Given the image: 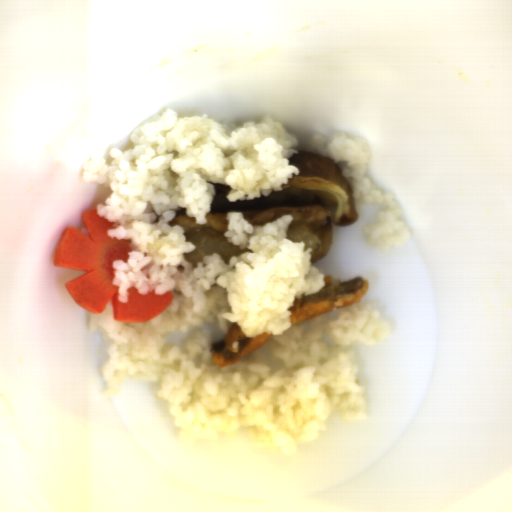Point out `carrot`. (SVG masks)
<instances>
[{
	"label": "carrot",
	"instance_id": "1",
	"mask_svg": "<svg viewBox=\"0 0 512 512\" xmlns=\"http://www.w3.org/2000/svg\"><path fill=\"white\" fill-rule=\"evenodd\" d=\"M97 209L81 215L89 231L87 236L70 225L65 226L58 237L53 265L86 272L64 283L66 291L86 312L101 316L111 302L114 319L120 322L142 324L155 319L170 307L175 296L172 292L156 294V290L141 294L138 288L130 286L127 302L120 301L118 285L112 283L113 262L122 260L126 264L131 238L110 237L108 232L116 225L99 216Z\"/></svg>",
	"mask_w": 512,
	"mask_h": 512
}]
</instances>
